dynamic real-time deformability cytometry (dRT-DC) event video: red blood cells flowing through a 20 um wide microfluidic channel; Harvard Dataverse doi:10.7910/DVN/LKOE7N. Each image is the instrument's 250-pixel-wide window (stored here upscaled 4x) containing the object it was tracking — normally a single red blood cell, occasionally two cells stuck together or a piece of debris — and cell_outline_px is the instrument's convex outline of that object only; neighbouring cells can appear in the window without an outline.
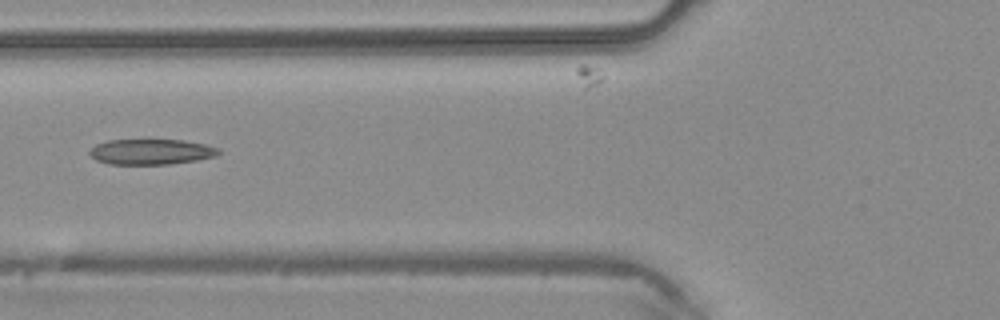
{"species": "common noctule bat (a hibernating species)", "species_latin": "Nyctalus noctula", "temperature_condition": "warm", "stored_images_in_passage": 5, "camera_frame_rate_fps": 3000, "um_per_image_px": 0.085, "animal": {"sex": "male", "body_mass_g": 20.4}, "frame": {"image": 1, "passage_image": 5, "time_ms": 1.333, "image_size_px": [1000, 320], "cell_outline_px": [[220, 152], [216, 156], [196, 160], [168, 164], [108, 164], [96, 160], [88, 152], [96, 144], [108, 140], [148, 136], [184, 140], [204, 144], [220, 148]], "centroid_in_image_um": [12.83, 12.84], "position_along_channel_um": 113.0, "area_um2": 20.17}}